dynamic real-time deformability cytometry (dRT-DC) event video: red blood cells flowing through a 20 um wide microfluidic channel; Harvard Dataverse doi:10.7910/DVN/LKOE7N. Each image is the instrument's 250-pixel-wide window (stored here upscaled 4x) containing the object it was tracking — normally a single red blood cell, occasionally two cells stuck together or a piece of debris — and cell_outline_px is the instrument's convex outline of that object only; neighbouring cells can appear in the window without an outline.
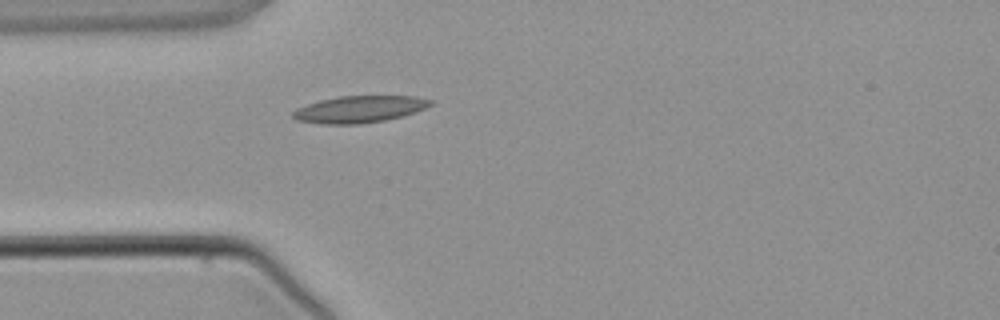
{"species": "common noctule bat (a hibernating species)", "species_latin": "Nyctalus noctula", "temperature_condition": "warm", "stored_images_in_passage": 3, "camera_frame_rate_fps": 3000, "um_per_image_px": 0.085, "animal": {"sex": "male", "body_mass_g": 21.5, "forearm_length_mm": 52.0}, "frame": {"image": 1, "passage_image": 3, "time_ms": 2.667, "image_size_px": [1000, 320], "cell_outline_px": [[432, 104], [416, 112], [404, 116], [384, 120], [360, 124], [320, 124], [296, 120], [292, 116], [292, 112], [296, 108], [320, 100], [340, 96], [416, 96], [432, 100]], "centroid_in_image_um": [30.54, 9.29], "position_along_channel_um": 54.5, "area_um2": 21.56}}